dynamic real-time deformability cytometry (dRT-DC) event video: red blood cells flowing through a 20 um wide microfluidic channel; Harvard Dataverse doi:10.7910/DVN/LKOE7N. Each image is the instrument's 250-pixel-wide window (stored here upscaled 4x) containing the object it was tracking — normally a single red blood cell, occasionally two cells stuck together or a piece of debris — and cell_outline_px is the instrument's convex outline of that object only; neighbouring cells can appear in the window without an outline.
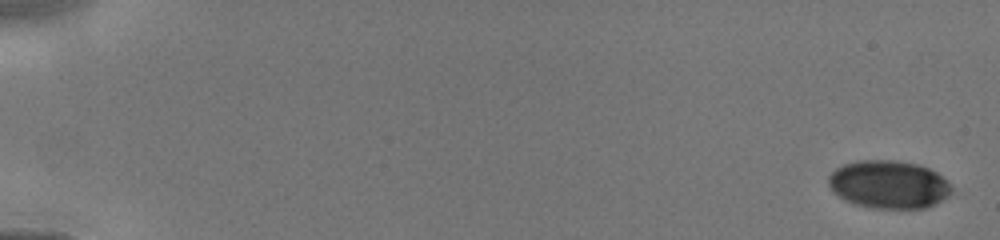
{"species": "human", "species_latin": "Homo sapiens", "temperature_condition": "cold", "stored_images_in_passage": 35, "camera_frame_rate_fps": 3000, "um_per_image_px": 0.085, "donor": {"sex": "male"}, "frame": {"image": 1, "passage_image": 1, "time_ms": 0.0, "image_size_px": [1000, 240], "cell_outline_px": [[952, 192], [948, 196], [936, 204], [924, 208], [868, 208], [844, 200], [832, 192], [828, 184], [828, 176], [836, 168], [844, 164], [856, 160], [896, 160], [916, 164], [928, 168], [936, 172], [948, 180], [952, 188]], "centroid_in_image_um": [75.53, 15.68], "position_along_channel_um": 9.5, "area_um2": 34.74}}
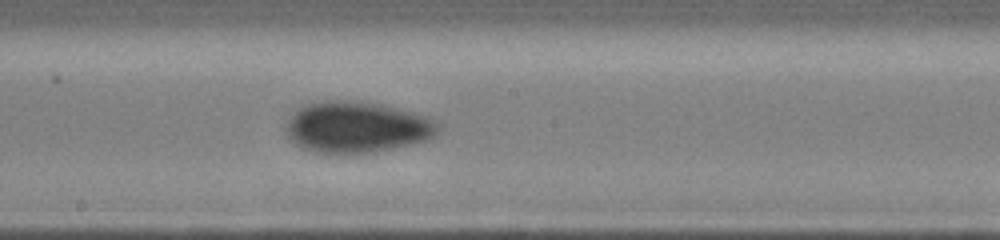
{"frame": {"image": 2, "passage_image": 19, "time_ms": 8.667, "image_size_px": [1000, 240], "cell_outline_px": [[440, 128], [436, 136], [428, 140], [412, 144], [372, 152], [316, 152], [300, 148], [288, 140], [284, 128], [288, 120], [300, 108], [308, 104], [324, 100], [360, 100], [384, 104], [412, 112], [424, 116], [440, 124]], "centroid_in_image_um": [30.32, 10.79], "position_along_channel_um": 217.9, "area_um2": 45.49}}
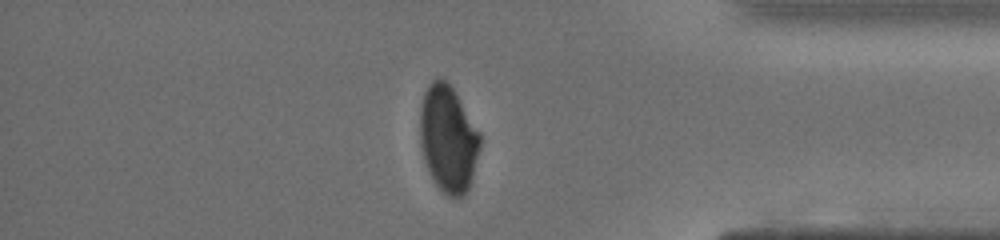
{"frame": {"image": 3, "passage_image": 31, "time_ms": 13.0, "image_size_px": [1000, 240], "cell_outline_px": [[480, 148], [472, 180], [464, 196], [456, 200], [448, 196], [432, 180], [428, 172], [424, 160], [420, 144], [420, 104], [424, 92], [428, 84], [432, 80], [440, 76], [456, 92], [480, 132]], "centroid_in_image_um": [38.09, 11.81], "position_along_channel_um": 397.1, "area_um2": 37.86}}